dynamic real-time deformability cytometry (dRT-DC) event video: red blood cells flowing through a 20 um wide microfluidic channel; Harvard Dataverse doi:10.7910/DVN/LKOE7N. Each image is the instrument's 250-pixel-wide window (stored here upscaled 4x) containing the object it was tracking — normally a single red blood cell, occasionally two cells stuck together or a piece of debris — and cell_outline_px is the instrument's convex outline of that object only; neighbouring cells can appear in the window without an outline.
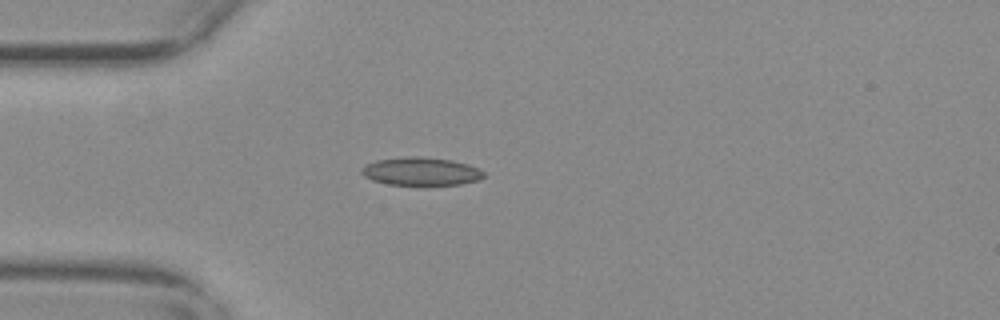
{"species": "common noctule bat (a hibernating species)", "species_latin": "Nyctalus noctula", "temperature_condition": "warm", "stored_images_in_passage": 41, "camera_frame_rate_fps": 3000, "um_per_image_px": 0.085, "animal": {"sex": "female", "body_mass_g": 29.2, "forearm_length_mm": 56.3}, "frame": {"image": 1, "passage_image": 1, "time_ms": 0.0, "image_size_px": [1000, 320], "cell_outline_px": [[484, 176], [480, 180], [460, 184], [424, 188], [388, 184], [372, 180], [364, 176], [360, 172], [360, 168], [364, 164], [376, 160], [404, 156], [420, 156], [452, 160], [468, 164], [484, 172]], "centroid_in_image_um": [35.75, 14.61], "position_along_channel_um": 49.2, "area_um2": 21.04}}
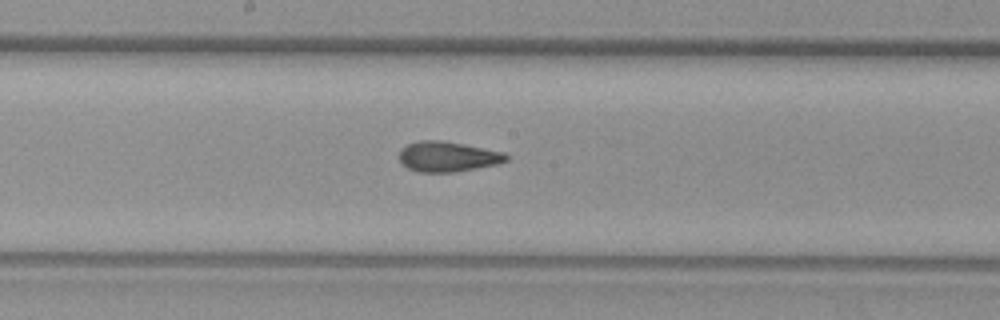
{"frame": {"image": 2, "passage_image": 15, "time_ms": 4.667, "image_size_px": [1000, 320], "cell_outline_px": [[508, 160], [500, 164], [456, 172], [416, 172], [400, 164], [400, 148], [408, 144], [420, 140], [440, 140], [464, 144], [504, 152], [508, 156]], "centroid_in_image_um": [38.05, 13.32], "position_along_channel_um": 210.1, "area_um2": 19.07}}
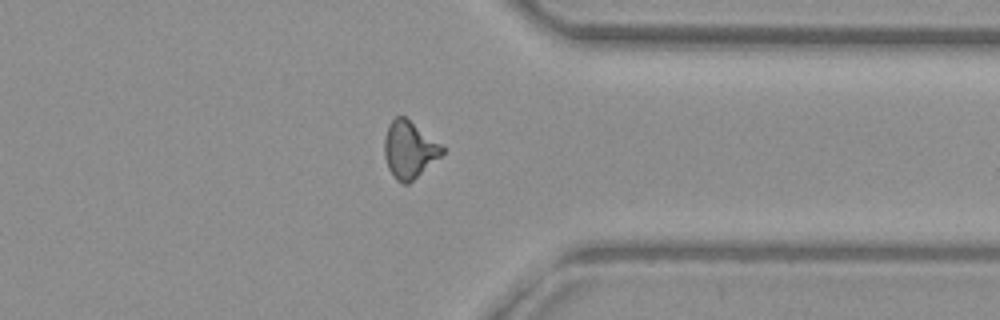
{"frame": {"image": 3, "passage_image": 29, "time_ms": 9.333, "image_size_px": [1000, 320], "cell_outline_px": [[444, 152], [440, 156], [408, 184], [404, 184], [396, 180], [392, 176], [388, 168], [384, 156], [384, 136], [388, 124], [396, 116], [404, 116], [440, 144], [444, 148]], "centroid_in_image_um": [34.74, 12.73], "position_along_channel_um": 376.7, "area_um2": 18.96}, "authors_computed_cell_mechanics": {"area_um2": 18.7272, "velocity_mm_per_s": 3.6991, "shape_relaxation_time_tau1_ms": null, "shape_relaxation_time_tau2_ms": 2.4162, "deformation_change_tau1": null, "deformation_change_tau2": 0.1008}}